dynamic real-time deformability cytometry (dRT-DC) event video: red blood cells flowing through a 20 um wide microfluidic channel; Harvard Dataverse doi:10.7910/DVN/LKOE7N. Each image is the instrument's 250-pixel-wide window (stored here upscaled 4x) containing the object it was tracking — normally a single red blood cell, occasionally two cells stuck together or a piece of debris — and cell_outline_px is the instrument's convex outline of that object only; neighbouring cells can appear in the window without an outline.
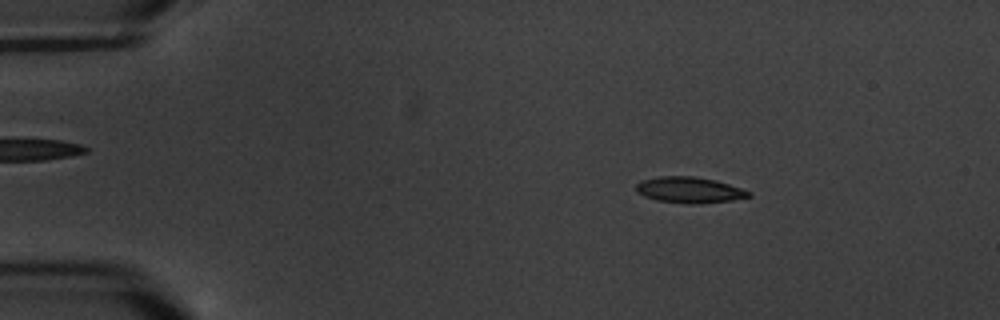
{"species": "common noctule bat (a hibernating species)", "species_latin": "Nyctalus noctula", "temperature_condition": "warm", "stored_images_in_passage": 9, "camera_frame_rate_fps": 3000, "um_per_image_px": 0.085, "animal": {"sex": "male", "body_mass_g": 20.1, "forearm_length_mm": 53.5}, "frame": {"image": 1, "passage_image": 3, "time_ms": 2.333, "image_size_px": [1000, 320], "cell_outline_px": [[752, 196], [732, 200], [696, 204], [688, 204], [656, 200], [644, 196], [636, 192], [636, 184], [640, 180], [660, 176], [692, 176], [716, 180], [752, 192]], "centroid_in_image_um": [58.57, 16.15], "position_along_channel_um": 26.4, "area_um2": 17.11}}
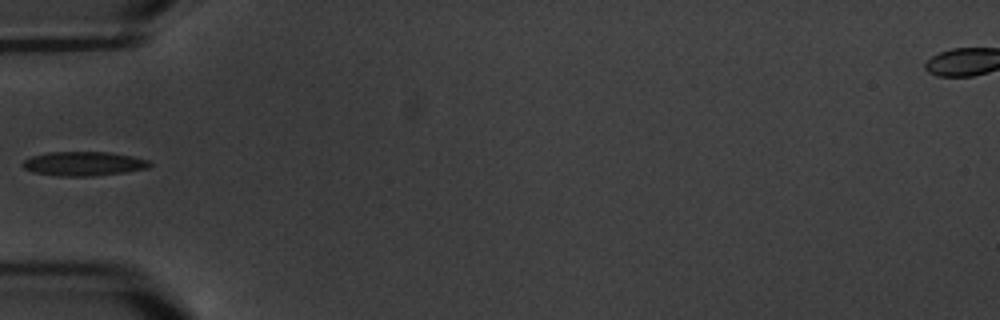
{"frame": {"image": 2, "passage_image": 6, "time_ms": 6.0, "image_size_px": [1000, 320], "cell_outline_px": [[152, 164], [148, 168], [124, 172], [92, 176], [56, 176], [32, 172], [24, 168], [20, 164], [24, 160], [32, 156], [48, 152], [108, 152], [132, 156], [148, 160]], "centroid_in_image_um": [7.07, 13.91], "position_along_channel_um": 77.9, "area_um2": 17.92}}
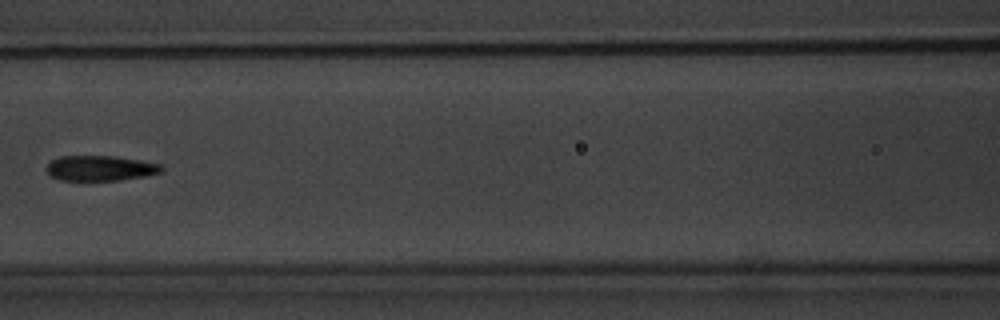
{"frame": {"image": 3, "passage_image": 8, "time_ms": 8.333, "image_size_px": [1000, 320], "cell_outline_px": [[164, 172], [144, 176], [120, 180], [60, 180], [48, 176], [48, 164], [52, 160], [60, 156], [116, 156], [140, 160], [160, 164], [164, 168]], "centroid_in_image_um": [8.55, 14.29], "position_along_channel_um": 158.1, "area_um2": 16.94}}